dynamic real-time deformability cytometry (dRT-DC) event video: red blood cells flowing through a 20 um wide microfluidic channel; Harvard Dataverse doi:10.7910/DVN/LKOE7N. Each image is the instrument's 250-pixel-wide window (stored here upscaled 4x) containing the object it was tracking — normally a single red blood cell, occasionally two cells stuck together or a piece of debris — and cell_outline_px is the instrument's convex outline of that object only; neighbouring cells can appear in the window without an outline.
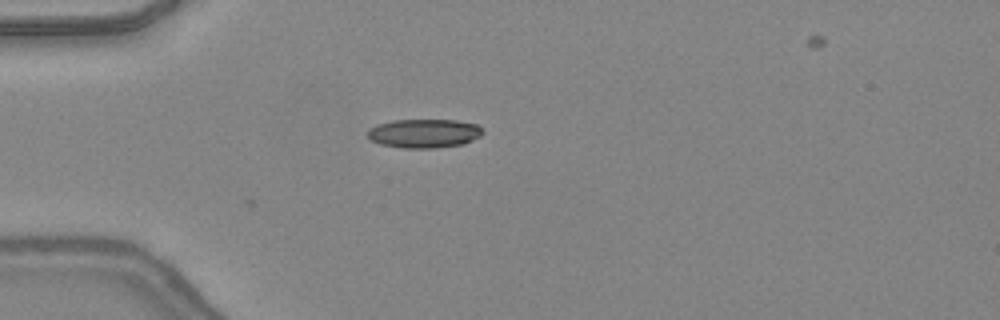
{"species": "common noctule bat (a hibernating species)", "species_latin": "Nyctalus noctula", "temperature_condition": "warm", "stored_images_in_passage": 28, "camera_frame_rate_fps": 3000, "um_per_image_px": 0.085, "animal": {"sex": "female", "body_mass_g": 24.6, "forearm_length_mm": 56.2}, "frame": {"image": 1, "passage_image": 1, "time_ms": 0.0, "image_size_px": [1000, 320], "cell_outline_px": [[484, 132], [480, 136], [464, 144], [436, 148], [400, 148], [380, 144], [372, 140], [368, 136], [368, 132], [376, 124], [392, 120], [456, 120], [476, 124]], "centroid_in_image_um": [36.06, 11.34], "position_along_channel_um": 48.9, "area_um2": 19.36}}
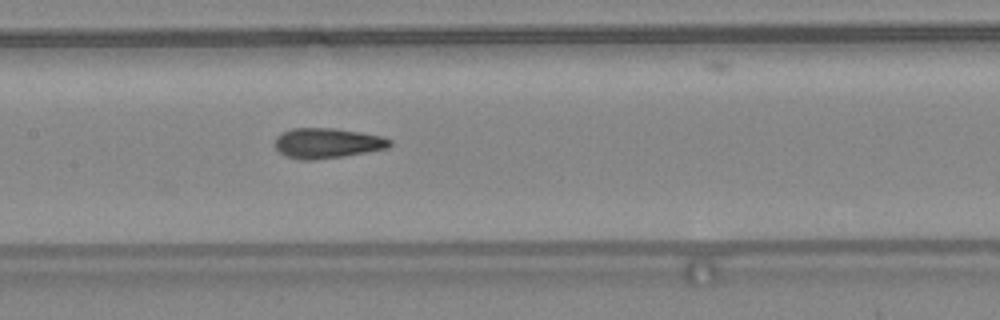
{"frame": {"image": 2, "passage_image": 11, "time_ms": 3.333, "image_size_px": [1000, 320], "cell_outline_px": [[392, 144], [388, 148], [344, 156], [312, 160], [304, 160], [288, 156], [280, 152], [276, 148], [276, 140], [284, 132], [296, 128], [336, 128], [360, 132], [380, 136], [392, 140]], "centroid_in_image_um": [27.87, 12.17], "position_along_channel_um": 179.5, "area_um2": 19.83}}
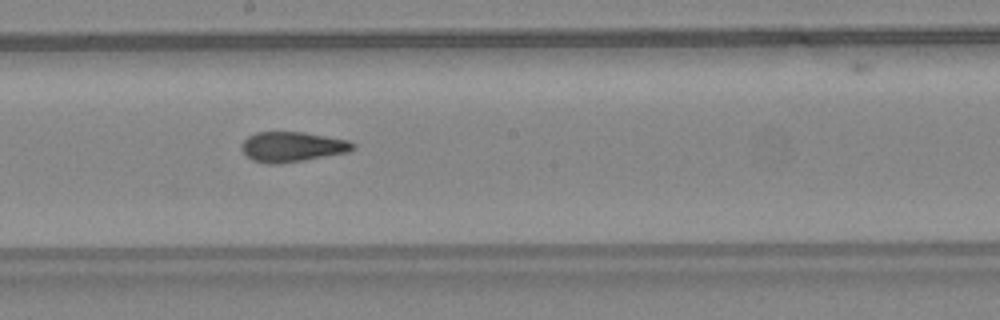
{"frame": {"image": 3, "passage_image": 14, "time_ms": 4.333, "image_size_px": [1000, 320], "cell_outline_px": [[356, 148], [348, 152], [304, 160], [280, 164], [268, 164], [252, 160], [240, 148], [240, 144], [248, 136], [256, 132], [304, 132], [348, 140], [356, 144]], "centroid_in_image_um": [24.84, 12.48], "position_along_channel_um": 223.4, "area_um2": 19.59}, "authors_computed_cell_mechanics": {"area_um2": 19.5653, "velocity_mm_per_s": 4.414, "shape_relaxation_time_tau1_ms": 6.2975, "shape_relaxation_time_tau2_ms": 1.665, "deformation_change_tau1": 0.2375, "deformation_change_tau2": 0.104}}